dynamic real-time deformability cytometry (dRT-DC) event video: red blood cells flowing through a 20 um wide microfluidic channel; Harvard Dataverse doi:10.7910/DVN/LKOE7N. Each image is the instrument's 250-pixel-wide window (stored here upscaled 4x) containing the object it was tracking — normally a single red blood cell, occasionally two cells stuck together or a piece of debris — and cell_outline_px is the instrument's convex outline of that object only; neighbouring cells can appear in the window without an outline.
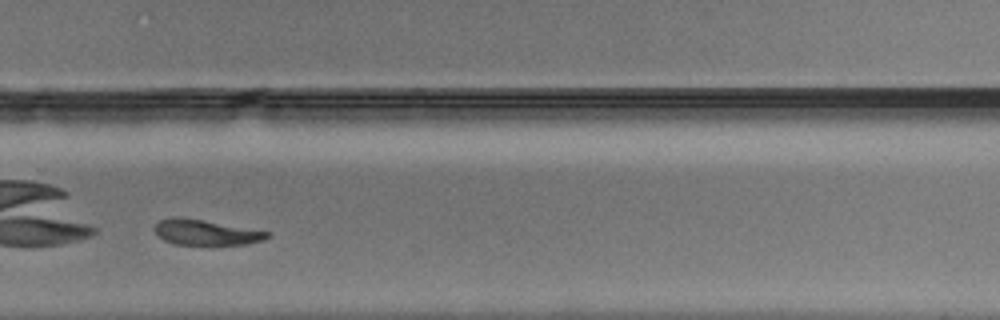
{"species": "Egyptian fruit bat (a non-hibernating species)", "species_latin": "Rousettus aegyptiacus", "temperature_condition": "warm", "stored_images_in_passage": 27, "camera_frame_rate_fps": 3000, "um_per_image_px": 0.085, "animal": {"sex": "male"}, "frame": {"image": 1, "passage_image": 20, "time_ms": 6.333, "image_size_px": [1000, 320], "cell_outline_px": [[272, 232], [264, 240], [248, 244], [172, 244], [164, 240], [156, 232], [156, 224], [160, 220], [176, 216]], "centroid_in_image_um": [17.52, 19.76], "position_along_channel_um": 312.3, "area_um2": 16.24}}
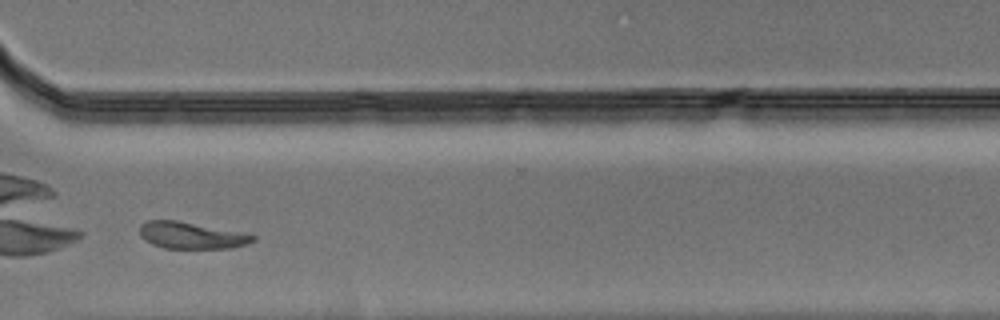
{"frame": {"image": 2, "passage_image": 23, "time_ms": 7.333, "image_size_px": [1000, 320], "cell_outline_px": [[256, 240], [244, 244], [228, 248], [164, 248], [152, 244], [144, 240], [140, 236], [140, 224], [148, 220], [176, 220], [244, 232], [256, 236]], "centroid_in_image_um": [16.24, 20.0], "position_along_channel_um": 354.4, "area_um2": 17.63}}